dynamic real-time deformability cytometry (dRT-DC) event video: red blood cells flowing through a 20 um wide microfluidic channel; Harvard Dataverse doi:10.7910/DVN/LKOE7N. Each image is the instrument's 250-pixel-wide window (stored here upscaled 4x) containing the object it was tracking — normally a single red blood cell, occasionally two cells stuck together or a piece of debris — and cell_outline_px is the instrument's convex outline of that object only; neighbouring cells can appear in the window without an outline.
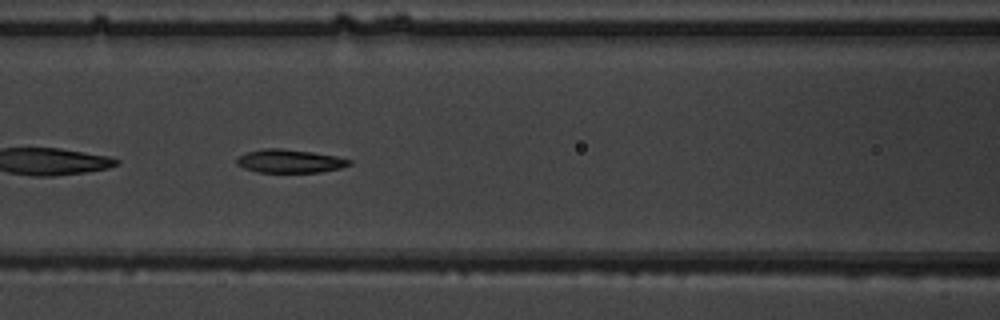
{"species": "common noctule bat (a hibernating species)", "species_latin": "Nyctalus noctula", "temperature_condition": "warm", "stored_images_in_passage": 29, "camera_frame_rate_fps": 3000, "um_per_image_px": 0.085, "animal": {"sex": "male", "body_mass_g": 19.5, "forearm_length_mm": 54.6}, "frame": {"image": 1, "passage_image": 12, "time_ms": 3.667, "image_size_px": [1000, 320], "cell_outline_px": [[352, 164], [340, 168], [320, 172], [256, 172], [244, 168], [236, 164], [236, 160], [244, 152], [264, 148], [280, 148], [312, 152], [336, 156], [352, 160]], "centroid_in_image_um": [24.61, 13.69], "position_along_channel_um": 142.0, "area_um2": 15.37}}
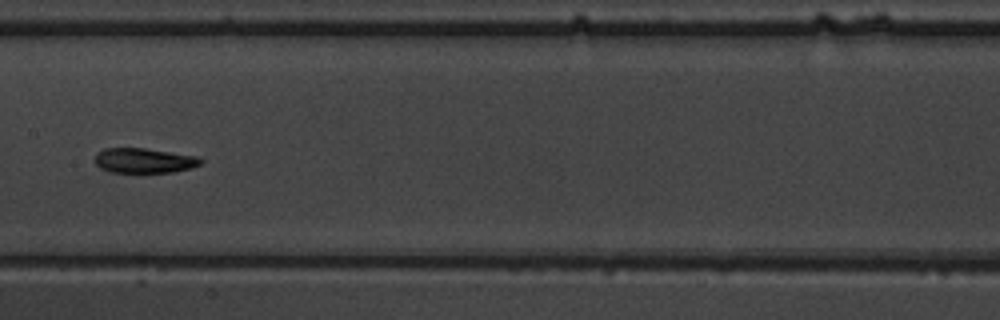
{"frame": {"image": 2, "passage_image": 16, "time_ms": 5.0, "image_size_px": [1000, 320], "cell_outline_px": [[204, 160], [200, 164], [192, 168], [172, 172], [112, 172], [100, 168], [96, 164], [96, 152], [104, 148], [144, 148], [196, 156]], "centroid_in_image_um": [12.25, 13.64], "position_along_channel_um": 195.2, "area_um2": 15.26}}